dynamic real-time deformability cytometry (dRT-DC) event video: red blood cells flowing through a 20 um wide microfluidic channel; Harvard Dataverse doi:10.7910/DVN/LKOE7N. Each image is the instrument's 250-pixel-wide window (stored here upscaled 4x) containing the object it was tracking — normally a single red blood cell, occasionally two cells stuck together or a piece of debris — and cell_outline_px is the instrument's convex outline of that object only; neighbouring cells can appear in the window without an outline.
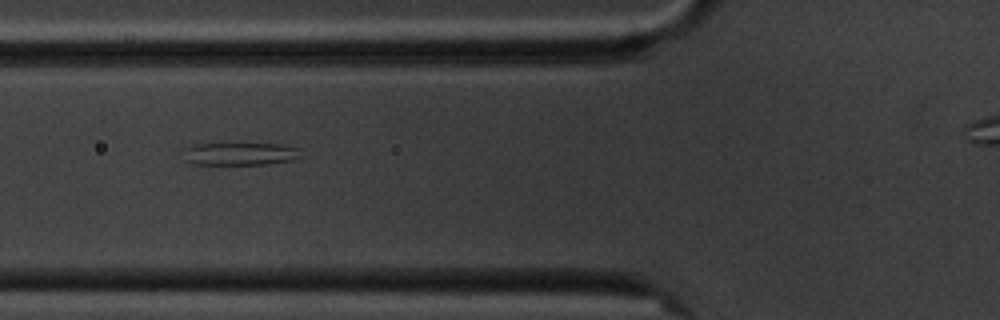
{"species": "common noctule bat (a hibernating species)", "species_latin": "Nyctalus noctula", "temperature_condition": "cold", "stored_images_in_passage": 3, "camera_frame_rate_fps": 3000, "um_per_image_px": 0.085, "animal": {"sex": "male", "body_mass_g": 20.1, "forearm_length_mm": 53.5}, "frame": {"image": 1, "passage_image": 2, "time_ms": 1.0, "image_size_px": [1000, 320], "cell_outline_px": [[300, 156], [292, 160], [264, 164], [196, 164], [184, 160], [180, 148], [196, 144], [284, 144], [300, 148]], "centroid_in_image_um": [20.34, 13.06], "position_along_channel_um": 105.5, "area_um2": 15.66}}
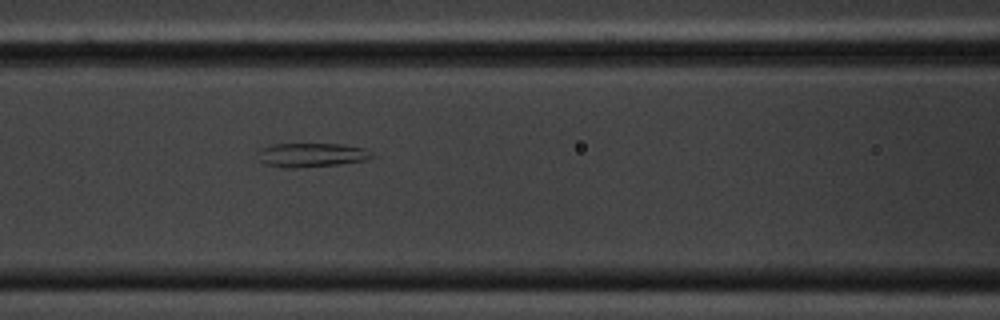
{"frame": {"image": 2, "passage_image": 3, "time_ms": 2.0, "image_size_px": [1000, 320], "cell_outline_px": [[376, 156], [364, 160], [336, 164], [296, 168], [284, 168], [264, 164], [260, 160], [256, 152], [272, 144], [340, 144], [364, 148]], "centroid_in_image_um": [26.44, 13.17], "position_along_channel_um": 140.2, "area_um2": 15.84}}